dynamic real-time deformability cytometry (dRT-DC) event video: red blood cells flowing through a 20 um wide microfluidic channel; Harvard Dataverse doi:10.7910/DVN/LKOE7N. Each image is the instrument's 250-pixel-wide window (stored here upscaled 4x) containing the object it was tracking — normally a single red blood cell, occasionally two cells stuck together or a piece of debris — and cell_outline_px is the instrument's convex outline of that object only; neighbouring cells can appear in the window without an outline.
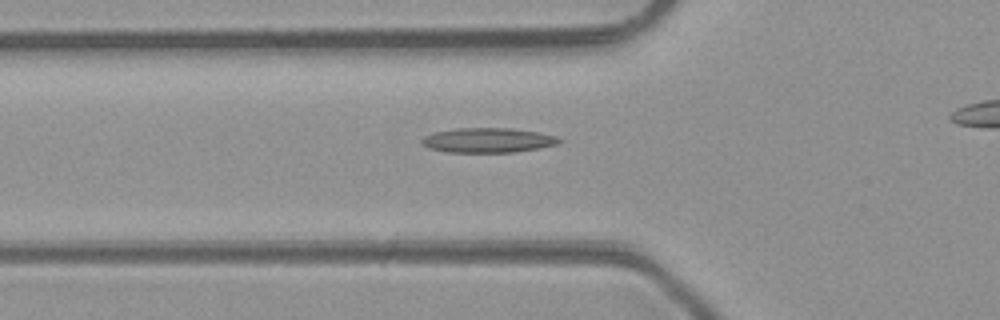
{"species": "common noctule bat (a hibernating species)", "species_latin": "Nyctalus noctula", "temperature_condition": "room temperature", "stored_images_in_passage": 3, "segment_of_instrument_passage": [1, 2], "camera_frame_rate_fps": 3000, "um_per_image_px": 0.085, "animal": {"sex": "male", "body_mass_g": 23.1, "forearm_length_mm": 52.7}, "frame": {"image": 1, "passage_image": 2, "time_ms": 1.333, "image_size_px": [1000, 320], "cell_outline_px": [[564, 140], [560, 144], [516, 152], [448, 152], [428, 148], [420, 140], [424, 136], [436, 132], [456, 128], [512, 128], [540, 132], [556, 136]], "centroid_in_image_um": [41.53, 11.92], "position_along_channel_um": 84.3, "area_um2": 19.88}}